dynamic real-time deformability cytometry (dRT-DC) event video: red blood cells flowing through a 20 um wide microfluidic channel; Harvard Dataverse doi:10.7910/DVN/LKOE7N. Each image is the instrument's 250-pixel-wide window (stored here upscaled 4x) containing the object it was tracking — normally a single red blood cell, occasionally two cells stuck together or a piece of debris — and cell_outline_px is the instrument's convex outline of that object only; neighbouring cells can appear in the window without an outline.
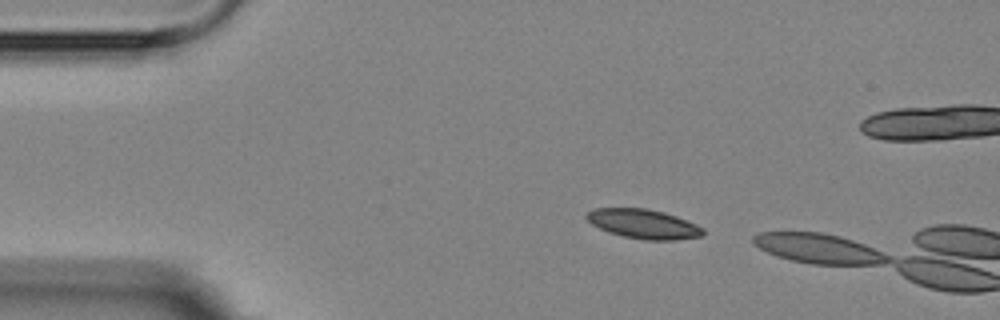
{"species": "Egyptian fruit bat (a non-hibernating species)", "species_latin": "Rousettus aegyptiacus", "temperature_condition": "room temperature", "stored_images_in_passage": 3, "camera_frame_rate_fps": 3000, "um_per_image_px": 0.085, "animal": {"sex": "female"}, "frame": {"image": 1, "passage_image": 2, "time_ms": 1.333, "image_size_px": [1000, 320], "cell_outline_px": [[704, 236], [676, 240], [644, 240], [624, 236], [608, 232], [592, 224], [584, 216], [588, 212], [596, 208], [644, 208], [664, 212], [676, 216], [696, 224], [704, 228]], "centroid_in_image_um": [54.72, 19.04], "position_along_channel_um": 30.3, "area_um2": 19.94}}